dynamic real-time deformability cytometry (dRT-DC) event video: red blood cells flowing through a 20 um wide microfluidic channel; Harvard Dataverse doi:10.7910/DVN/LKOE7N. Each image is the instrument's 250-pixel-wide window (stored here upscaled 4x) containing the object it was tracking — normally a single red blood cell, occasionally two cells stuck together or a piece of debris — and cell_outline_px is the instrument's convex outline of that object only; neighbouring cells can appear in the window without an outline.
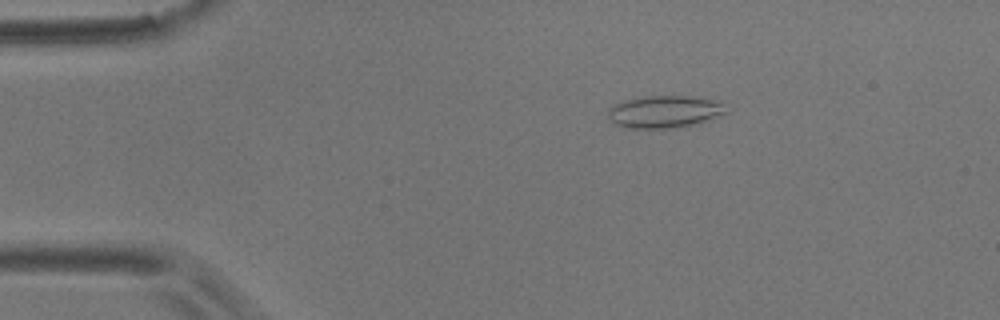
{"species": "common noctule bat (a hibernating species)", "species_latin": "Nyctalus noctula", "temperature_condition": "room temperature", "stored_images_in_passage": 57, "camera_frame_rate_fps": 3000, "um_per_image_px": 0.085, "animal": {"sex": "male", "body_mass_g": 17.9}, "frame": {"image": 1, "passage_image": 10, "time_ms": 3.0, "image_size_px": [1000, 320], "cell_outline_px": [[728, 112], [708, 120], [696, 124], [676, 128], [628, 128], [616, 124], [608, 116], [608, 108], [624, 100], [644, 96], [692, 96], [720, 100]], "centroid_in_image_um": [56.52, 9.49], "position_along_channel_um": 28.5, "area_um2": 22.37}}
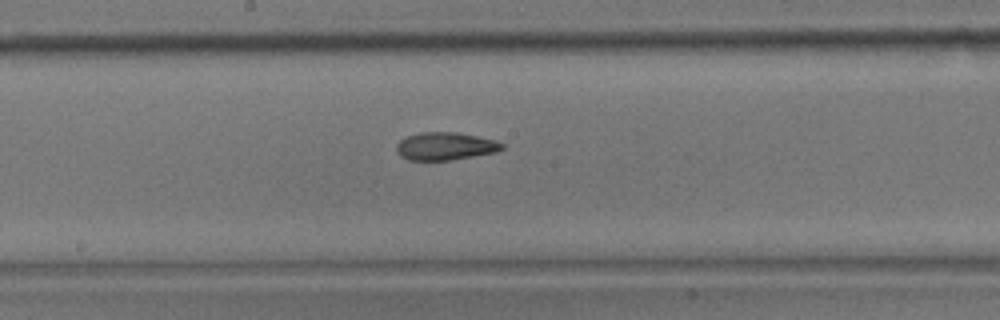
{"frame": {"image": 2, "passage_image": 30, "time_ms": 9.667, "image_size_px": [1000, 320], "cell_outline_px": [[504, 148], [496, 152], [452, 160], [408, 160], [400, 156], [396, 152], [396, 144], [404, 136], [420, 132], [456, 132], [496, 140], [504, 144]], "centroid_in_image_um": [37.82, 12.42], "position_along_channel_um": 210.4, "area_um2": 17.28}}
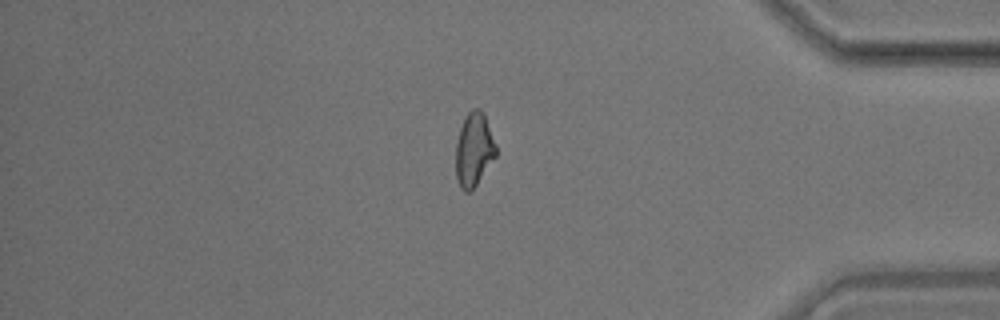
{"frame": {"image": 3, "passage_image": 48, "time_ms": 15.667, "image_size_px": [1000, 320], "cell_outline_px": [[496, 156], [476, 184], [468, 192], [464, 192], [460, 188], [456, 180], [456, 140], [460, 128], [468, 112], [472, 108], [480, 108], [484, 112], [496, 144]], "centroid_in_image_um": [40.28, 12.69], "position_along_channel_um": 394.9, "area_um2": 17.28}, "authors_computed_cell_mechanics": {"area_um2": 17.4556, "velocity_mm_per_s": 3.5508, "shape_relaxation_time_tau1_ms": null, "shape_relaxation_time_tau2_ms": 4.0488, "deformation_change_tau1": null, "deformation_change_tau2": 0.1156}}